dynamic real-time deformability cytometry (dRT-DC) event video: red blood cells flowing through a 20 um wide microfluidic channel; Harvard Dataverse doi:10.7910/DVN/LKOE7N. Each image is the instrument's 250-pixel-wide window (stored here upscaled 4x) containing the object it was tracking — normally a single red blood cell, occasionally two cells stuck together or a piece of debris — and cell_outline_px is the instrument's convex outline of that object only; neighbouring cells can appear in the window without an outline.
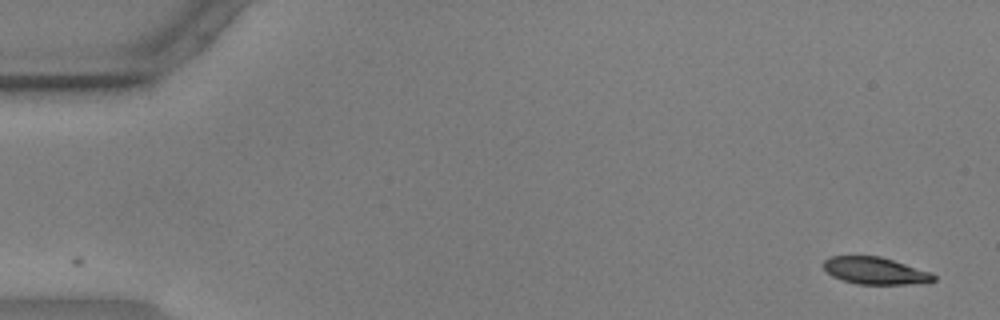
{"species": "common noctule bat (a hibernating species)", "species_latin": "Nyctalus noctula", "temperature_condition": "warm", "stored_images_in_passage": 14, "camera_frame_rate_fps": 3000, "um_per_image_px": 0.085, "animal": {"sex": "male", "body_mass_g": 17.9, "forearm_length_mm": 54.2}, "frame": {"image": 1, "passage_image": 1, "time_ms": 0.0, "image_size_px": [1000, 320], "cell_outline_px": [[936, 280], [928, 284], [856, 284], [832, 276], [824, 268], [824, 260], [832, 256], [880, 256], [932, 272], [936, 276]], "centroid_in_image_um": [74.47, 23.02], "position_along_channel_um": 10.5, "area_um2": 17.51}}
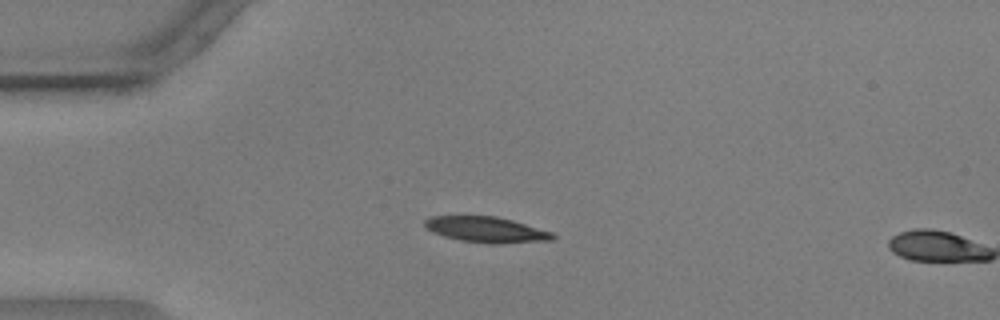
{"frame": {"image": 2, "passage_image": 13, "time_ms": 4.0, "image_size_px": [1000, 320], "cell_outline_px": [[556, 236], [552, 240], [504, 244], [488, 244], [460, 240], [444, 236], [432, 232], [424, 228], [424, 220], [432, 216], [496, 216], [512, 220], [552, 232]], "centroid_in_image_um": [41.32, 19.53], "position_along_channel_um": 43.7, "area_um2": 19.31}}